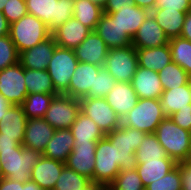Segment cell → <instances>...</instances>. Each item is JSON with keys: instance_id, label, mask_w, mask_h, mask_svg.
Wrapping results in <instances>:
<instances>
[{"instance_id": "21", "label": "cell", "mask_w": 191, "mask_h": 190, "mask_svg": "<svg viewBox=\"0 0 191 190\" xmlns=\"http://www.w3.org/2000/svg\"><path fill=\"white\" fill-rule=\"evenodd\" d=\"M65 163L42 156L34 165L30 180L43 190H53Z\"/></svg>"}, {"instance_id": "17", "label": "cell", "mask_w": 191, "mask_h": 190, "mask_svg": "<svg viewBox=\"0 0 191 190\" xmlns=\"http://www.w3.org/2000/svg\"><path fill=\"white\" fill-rule=\"evenodd\" d=\"M109 48L103 39L92 31L86 39L74 49L79 62L95 64L103 67Z\"/></svg>"}, {"instance_id": "28", "label": "cell", "mask_w": 191, "mask_h": 190, "mask_svg": "<svg viewBox=\"0 0 191 190\" xmlns=\"http://www.w3.org/2000/svg\"><path fill=\"white\" fill-rule=\"evenodd\" d=\"M74 144L97 143L105 134L98 125L81 111L70 127Z\"/></svg>"}, {"instance_id": "39", "label": "cell", "mask_w": 191, "mask_h": 190, "mask_svg": "<svg viewBox=\"0 0 191 190\" xmlns=\"http://www.w3.org/2000/svg\"><path fill=\"white\" fill-rule=\"evenodd\" d=\"M145 190H182V181L179 165L163 176L145 187Z\"/></svg>"}, {"instance_id": "9", "label": "cell", "mask_w": 191, "mask_h": 190, "mask_svg": "<svg viewBox=\"0 0 191 190\" xmlns=\"http://www.w3.org/2000/svg\"><path fill=\"white\" fill-rule=\"evenodd\" d=\"M80 112L79 99L58 94L54 96L44 119L56 129H70Z\"/></svg>"}, {"instance_id": "4", "label": "cell", "mask_w": 191, "mask_h": 190, "mask_svg": "<svg viewBox=\"0 0 191 190\" xmlns=\"http://www.w3.org/2000/svg\"><path fill=\"white\" fill-rule=\"evenodd\" d=\"M9 36L20 53L49 38L51 32L43 21L27 13L10 24Z\"/></svg>"}, {"instance_id": "48", "label": "cell", "mask_w": 191, "mask_h": 190, "mask_svg": "<svg viewBox=\"0 0 191 190\" xmlns=\"http://www.w3.org/2000/svg\"><path fill=\"white\" fill-rule=\"evenodd\" d=\"M180 37L191 41V10L186 13Z\"/></svg>"}, {"instance_id": "58", "label": "cell", "mask_w": 191, "mask_h": 190, "mask_svg": "<svg viewBox=\"0 0 191 190\" xmlns=\"http://www.w3.org/2000/svg\"><path fill=\"white\" fill-rule=\"evenodd\" d=\"M189 162H191V153H190V156H189V160H188Z\"/></svg>"}, {"instance_id": "6", "label": "cell", "mask_w": 191, "mask_h": 190, "mask_svg": "<svg viewBox=\"0 0 191 190\" xmlns=\"http://www.w3.org/2000/svg\"><path fill=\"white\" fill-rule=\"evenodd\" d=\"M27 12L43 21L52 33L73 17L74 0H25Z\"/></svg>"}, {"instance_id": "29", "label": "cell", "mask_w": 191, "mask_h": 190, "mask_svg": "<svg viewBox=\"0 0 191 190\" xmlns=\"http://www.w3.org/2000/svg\"><path fill=\"white\" fill-rule=\"evenodd\" d=\"M177 166V162L172 158H162L158 160H146L145 163H138L136 170L142 180L144 187L161 179Z\"/></svg>"}, {"instance_id": "46", "label": "cell", "mask_w": 191, "mask_h": 190, "mask_svg": "<svg viewBox=\"0 0 191 190\" xmlns=\"http://www.w3.org/2000/svg\"><path fill=\"white\" fill-rule=\"evenodd\" d=\"M134 5V0H107V3L103 8V12L109 14L118 11L120 8Z\"/></svg>"}, {"instance_id": "56", "label": "cell", "mask_w": 191, "mask_h": 190, "mask_svg": "<svg viewBox=\"0 0 191 190\" xmlns=\"http://www.w3.org/2000/svg\"><path fill=\"white\" fill-rule=\"evenodd\" d=\"M8 2V0H0V12H2L5 4Z\"/></svg>"}, {"instance_id": "55", "label": "cell", "mask_w": 191, "mask_h": 190, "mask_svg": "<svg viewBox=\"0 0 191 190\" xmlns=\"http://www.w3.org/2000/svg\"><path fill=\"white\" fill-rule=\"evenodd\" d=\"M92 3L99 5L100 7L104 8L107 3V0H90Z\"/></svg>"}, {"instance_id": "12", "label": "cell", "mask_w": 191, "mask_h": 190, "mask_svg": "<svg viewBox=\"0 0 191 190\" xmlns=\"http://www.w3.org/2000/svg\"><path fill=\"white\" fill-rule=\"evenodd\" d=\"M101 68L95 64L78 62L65 95L76 99L89 97V91L94 89L95 77Z\"/></svg>"}, {"instance_id": "25", "label": "cell", "mask_w": 191, "mask_h": 190, "mask_svg": "<svg viewBox=\"0 0 191 190\" xmlns=\"http://www.w3.org/2000/svg\"><path fill=\"white\" fill-rule=\"evenodd\" d=\"M159 100L166 117L171 116L179 109L190 108L191 80L186 85L164 90Z\"/></svg>"}, {"instance_id": "3", "label": "cell", "mask_w": 191, "mask_h": 190, "mask_svg": "<svg viewBox=\"0 0 191 190\" xmlns=\"http://www.w3.org/2000/svg\"><path fill=\"white\" fill-rule=\"evenodd\" d=\"M42 157V153L23 145L18 148L0 150L3 177L25 183L30 180L34 165Z\"/></svg>"}, {"instance_id": "26", "label": "cell", "mask_w": 191, "mask_h": 190, "mask_svg": "<svg viewBox=\"0 0 191 190\" xmlns=\"http://www.w3.org/2000/svg\"><path fill=\"white\" fill-rule=\"evenodd\" d=\"M150 12L136 5L120 8L118 11L109 13L116 19L119 26L132 39Z\"/></svg>"}, {"instance_id": "24", "label": "cell", "mask_w": 191, "mask_h": 190, "mask_svg": "<svg viewBox=\"0 0 191 190\" xmlns=\"http://www.w3.org/2000/svg\"><path fill=\"white\" fill-rule=\"evenodd\" d=\"M73 147L74 137L71 130L56 129L42 156L66 163Z\"/></svg>"}, {"instance_id": "40", "label": "cell", "mask_w": 191, "mask_h": 190, "mask_svg": "<svg viewBox=\"0 0 191 190\" xmlns=\"http://www.w3.org/2000/svg\"><path fill=\"white\" fill-rule=\"evenodd\" d=\"M19 62V53L9 35L0 37V70Z\"/></svg>"}, {"instance_id": "33", "label": "cell", "mask_w": 191, "mask_h": 190, "mask_svg": "<svg viewBox=\"0 0 191 190\" xmlns=\"http://www.w3.org/2000/svg\"><path fill=\"white\" fill-rule=\"evenodd\" d=\"M58 94L32 93L21 104L27 119L44 118L50 102Z\"/></svg>"}, {"instance_id": "34", "label": "cell", "mask_w": 191, "mask_h": 190, "mask_svg": "<svg viewBox=\"0 0 191 190\" xmlns=\"http://www.w3.org/2000/svg\"><path fill=\"white\" fill-rule=\"evenodd\" d=\"M137 163H145L146 160H158L168 157L165 149L158 142L157 136L153 134H145L143 141L135 152Z\"/></svg>"}, {"instance_id": "13", "label": "cell", "mask_w": 191, "mask_h": 190, "mask_svg": "<svg viewBox=\"0 0 191 190\" xmlns=\"http://www.w3.org/2000/svg\"><path fill=\"white\" fill-rule=\"evenodd\" d=\"M57 44L51 35L31 49L19 53V63L30 70H47Z\"/></svg>"}, {"instance_id": "38", "label": "cell", "mask_w": 191, "mask_h": 190, "mask_svg": "<svg viewBox=\"0 0 191 190\" xmlns=\"http://www.w3.org/2000/svg\"><path fill=\"white\" fill-rule=\"evenodd\" d=\"M108 190H145L137 170L120 171Z\"/></svg>"}, {"instance_id": "30", "label": "cell", "mask_w": 191, "mask_h": 190, "mask_svg": "<svg viewBox=\"0 0 191 190\" xmlns=\"http://www.w3.org/2000/svg\"><path fill=\"white\" fill-rule=\"evenodd\" d=\"M150 13L169 39L180 37L187 12L155 8Z\"/></svg>"}, {"instance_id": "53", "label": "cell", "mask_w": 191, "mask_h": 190, "mask_svg": "<svg viewBox=\"0 0 191 190\" xmlns=\"http://www.w3.org/2000/svg\"><path fill=\"white\" fill-rule=\"evenodd\" d=\"M23 190H43L34 181L28 180L23 183Z\"/></svg>"}, {"instance_id": "8", "label": "cell", "mask_w": 191, "mask_h": 190, "mask_svg": "<svg viewBox=\"0 0 191 190\" xmlns=\"http://www.w3.org/2000/svg\"><path fill=\"white\" fill-rule=\"evenodd\" d=\"M115 78L116 82H131L138 67L136 48H110L103 66Z\"/></svg>"}, {"instance_id": "19", "label": "cell", "mask_w": 191, "mask_h": 190, "mask_svg": "<svg viewBox=\"0 0 191 190\" xmlns=\"http://www.w3.org/2000/svg\"><path fill=\"white\" fill-rule=\"evenodd\" d=\"M54 132L55 129L44 118L27 119L22 145L43 153Z\"/></svg>"}, {"instance_id": "1", "label": "cell", "mask_w": 191, "mask_h": 190, "mask_svg": "<svg viewBox=\"0 0 191 190\" xmlns=\"http://www.w3.org/2000/svg\"><path fill=\"white\" fill-rule=\"evenodd\" d=\"M146 133L120 125L98 140L95 150L93 183L108 187L120 171L135 170V152Z\"/></svg>"}, {"instance_id": "10", "label": "cell", "mask_w": 191, "mask_h": 190, "mask_svg": "<svg viewBox=\"0 0 191 190\" xmlns=\"http://www.w3.org/2000/svg\"><path fill=\"white\" fill-rule=\"evenodd\" d=\"M80 111L91 118L104 134L112 132L121 125L120 117L105 98L83 97L79 99Z\"/></svg>"}, {"instance_id": "16", "label": "cell", "mask_w": 191, "mask_h": 190, "mask_svg": "<svg viewBox=\"0 0 191 190\" xmlns=\"http://www.w3.org/2000/svg\"><path fill=\"white\" fill-rule=\"evenodd\" d=\"M96 144L97 143L74 144L72 152L69 154L65 163L69 169L86 176L92 183Z\"/></svg>"}, {"instance_id": "32", "label": "cell", "mask_w": 191, "mask_h": 190, "mask_svg": "<svg viewBox=\"0 0 191 190\" xmlns=\"http://www.w3.org/2000/svg\"><path fill=\"white\" fill-rule=\"evenodd\" d=\"M24 79L28 95L32 93L59 94L47 70H30L24 68Z\"/></svg>"}, {"instance_id": "11", "label": "cell", "mask_w": 191, "mask_h": 190, "mask_svg": "<svg viewBox=\"0 0 191 190\" xmlns=\"http://www.w3.org/2000/svg\"><path fill=\"white\" fill-rule=\"evenodd\" d=\"M0 93L12 105H21L28 95L24 79V67L17 64L0 70Z\"/></svg>"}, {"instance_id": "36", "label": "cell", "mask_w": 191, "mask_h": 190, "mask_svg": "<svg viewBox=\"0 0 191 190\" xmlns=\"http://www.w3.org/2000/svg\"><path fill=\"white\" fill-rule=\"evenodd\" d=\"M172 61L191 77V41L182 37L169 39Z\"/></svg>"}, {"instance_id": "41", "label": "cell", "mask_w": 191, "mask_h": 190, "mask_svg": "<svg viewBox=\"0 0 191 190\" xmlns=\"http://www.w3.org/2000/svg\"><path fill=\"white\" fill-rule=\"evenodd\" d=\"M115 78L102 67L95 77L94 89H90L89 97L104 98L115 85Z\"/></svg>"}, {"instance_id": "43", "label": "cell", "mask_w": 191, "mask_h": 190, "mask_svg": "<svg viewBox=\"0 0 191 190\" xmlns=\"http://www.w3.org/2000/svg\"><path fill=\"white\" fill-rule=\"evenodd\" d=\"M155 8L188 12L191 10V0H156Z\"/></svg>"}, {"instance_id": "20", "label": "cell", "mask_w": 191, "mask_h": 190, "mask_svg": "<svg viewBox=\"0 0 191 190\" xmlns=\"http://www.w3.org/2000/svg\"><path fill=\"white\" fill-rule=\"evenodd\" d=\"M104 98L120 119L127 115L139 100L130 82H116Z\"/></svg>"}, {"instance_id": "49", "label": "cell", "mask_w": 191, "mask_h": 190, "mask_svg": "<svg viewBox=\"0 0 191 190\" xmlns=\"http://www.w3.org/2000/svg\"><path fill=\"white\" fill-rule=\"evenodd\" d=\"M20 145L15 138H0V150L18 148Z\"/></svg>"}, {"instance_id": "42", "label": "cell", "mask_w": 191, "mask_h": 190, "mask_svg": "<svg viewBox=\"0 0 191 190\" xmlns=\"http://www.w3.org/2000/svg\"><path fill=\"white\" fill-rule=\"evenodd\" d=\"M2 13L9 24L18 21L28 13L25 0H8Z\"/></svg>"}, {"instance_id": "50", "label": "cell", "mask_w": 191, "mask_h": 190, "mask_svg": "<svg viewBox=\"0 0 191 190\" xmlns=\"http://www.w3.org/2000/svg\"><path fill=\"white\" fill-rule=\"evenodd\" d=\"M134 3L136 6L151 12L153 9H155L156 0H134Z\"/></svg>"}, {"instance_id": "23", "label": "cell", "mask_w": 191, "mask_h": 190, "mask_svg": "<svg viewBox=\"0 0 191 190\" xmlns=\"http://www.w3.org/2000/svg\"><path fill=\"white\" fill-rule=\"evenodd\" d=\"M95 31L109 49L132 45V39L109 14L103 13Z\"/></svg>"}, {"instance_id": "37", "label": "cell", "mask_w": 191, "mask_h": 190, "mask_svg": "<svg viewBox=\"0 0 191 190\" xmlns=\"http://www.w3.org/2000/svg\"><path fill=\"white\" fill-rule=\"evenodd\" d=\"M91 180L65 166L57 179L53 190H84L91 184Z\"/></svg>"}, {"instance_id": "57", "label": "cell", "mask_w": 191, "mask_h": 190, "mask_svg": "<svg viewBox=\"0 0 191 190\" xmlns=\"http://www.w3.org/2000/svg\"><path fill=\"white\" fill-rule=\"evenodd\" d=\"M2 163H1V159H0V179L3 177V173H2Z\"/></svg>"}, {"instance_id": "15", "label": "cell", "mask_w": 191, "mask_h": 190, "mask_svg": "<svg viewBox=\"0 0 191 190\" xmlns=\"http://www.w3.org/2000/svg\"><path fill=\"white\" fill-rule=\"evenodd\" d=\"M91 32L90 28L71 17L67 22L55 29L51 35L54 37L58 47L75 49Z\"/></svg>"}, {"instance_id": "44", "label": "cell", "mask_w": 191, "mask_h": 190, "mask_svg": "<svg viewBox=\"0 0 191 190\" xmlns=\"http://www.w3.org/2000/svg\"><path fill=\"white\" fill-rule=\"evenodd\" d=\"M169 117L178 126L191 132V104L190 108L179 109Z\"/></svg>"}, {"instance_id": "7", "label": "cell", "mask_w": 191, "mask_h": 190, "mask_svg": "<svg viewBox=\"0 0 191 190\" xmlns=\"http://www.w3.org/2000/svg\"><path fill=\"white\" fill-rule=\"evenodd\" d=\"M74 49L56 47L47 67L53 86L59 94H65L78 64Z\"/></svg>"}, {"instance_id": "2", "label": "cell", "mask_w": 191, "mask_h": 190, "mask_svg": "<svg viewBox=\"0 0 191 190\" xmlns=\"http://www.w3.org/2000/svg\"><path fill=\"white\" fill-rule=\"evenodd\" d=\"M154 134L168 157L174 159L177 163L189 160L191 132L178 126L170 117H165L157 126Z\"/></svg>"}, {"instance_id": "54", "label": "cell", "mask_w": 191, "mask_h": 190, "mask_svg": "<svg viewBox=\"0 0 191 190\" xmlns=\"http://www.w3.org/2000/svg\"><path fill=\"white\" fill-rule=\"evenodd\" d=\"M84 190H108V187L103 186V185H98L95 183H91L87 188Z\"/></svg>"}, {"instance_id": "35", "label": "cell", "mask_w": 191, "mask_h": 190, "mask_svg": "<svg viewBox=\"0 0 191 190\" xmlns=\"http://www.w3.org/2000/svg\"><path fill=\"white\" fill-rule=\"evenodd\" d=\"M158 75L163 90L186 85L191 80L187 72L173 61L160 70Z\"/></svg>"}, {"instance_id": "14", "label": "cell", "mask_w": 191, "mask_h": 190, "mask_svg": "<svg viewBox=\"0 0 191 190\" xmlns=\"http://www.w3.org/2000/svg\"><path fill=\"white\" fill-rule=\"evenodd\" d=\"M169 43V38L150 13L132 38V46L136 49L154 48Z\"/></svg>"}, {"instance_id": "51", "label": "cell", "mask_w": 191, "mask_h": 190, "mask_svg": "<svg viewBox=\"0 0 191 190\" xmlns=\"http://www.w3.org/2000/svg\"><path fill=\"white\" fill-rule=\"evenodd\" d=\"M10 24L7 22L6 17L0 12V37L9 35Z\"/></svg>"}, {"instance_id": "31", "label": "cell", "mask_w": 191, "mask_h": 190, "mask_svg": "<svg viewBox=\"0 0 191 190\" xmlns=\"http://www.w3.org/2000/svg\"><path fill=\"white\" fill-rule=\"evenodd\" d=\"M103 13V8L90 0H74L73 17L92 31H95Z\"/></svg>"}, {"instance_id": "47", "label": "cell", "mask_w": 191, "mask_h": 190, "mask_svg": "<svg viewBox=\"0 0 191 190\" xmlns=\"http://www.w3.org/2000/svg\"><path fill=\"white\" fill-rule=\"evenodd\" d=\"M0 190H23V183L2 177L0 179Z\"/></svg>"}, {"instance_id": "45", "label": "cell", "mask_w": 191, "mask_h": 190, "mask_svg": "<svg viewBox=\"0 0 191 190\" xmlns=\"http://www.w3.org/2000/svg\"><path fill=\"white\" fill-rule=\"evenodd\" d=\"M177 164L179 165L182 190H191V162L180 161Z\"/></svg>"}, {"instance_id": "27", "label": "cell", "mask_w": 191, "mask_h": 190, "mask_svg": "<svg viewBox=\"0 0 191 190\" xmlns=\"http://www.w3.org/2000/svg\"><path fill=\"white\" fill-rule=\"evenodd\" d=\"M138 66L159 72L172 61L169 44L154 48L136 49Z\"/></svg>"}, {"instance_id": "5", "label": "cell", "mask_w": 191, "mask_h": 190, "mask_svg": "<svg viewBox=\"0 0 191 190\" xmlns=\"http://www.w3.org/2000/svg\"><path fill=\"white\" fill-rule=\"evenodd\" d=\"M165 117L159 99L139 98L137 104L121 119V125L153 134Z\"/></svg>"}, {"instance_id": "52", "label": "cell", "mask_w": 191, "mask_h": 190, "mask_svg": "<svg viewBox=\"0 0 191 190\" xmlns=\"http://www.w3.org/2000/svg\"><path fill=\"white\" fill-rule=\"evenodd\" d=\"M11 106L12 104L0 93V120Z\"/></svg>"}, {"instance_id": "22", "label": "cell", "mask_w": 191, "mask_h": 190, "mask_svg": "<svg viewBox=\"0 0 191 190\" xmlns=\"http://www.w3.org/2000/svg\"><path fill=\"white\" fill-rule=\"evenodd\" d=\"M27 117L21 105H12L0 120V138H15L22 145Z\"/></svg>"}, {"instance_id": "18", "label": "cell", "mask_w": 191, "mask_h": 190, "mask_svg": "<svg viewBox=\"0 0 191 190\" xmlns=\"http://www.w3.org/2000/svg\"><path fill=\"white\" fill-rule=\"evenodd\" d=\"M130 83L140 99H159L164 91L158 72L139 66Z\"/></svg>"}]
</instances>
